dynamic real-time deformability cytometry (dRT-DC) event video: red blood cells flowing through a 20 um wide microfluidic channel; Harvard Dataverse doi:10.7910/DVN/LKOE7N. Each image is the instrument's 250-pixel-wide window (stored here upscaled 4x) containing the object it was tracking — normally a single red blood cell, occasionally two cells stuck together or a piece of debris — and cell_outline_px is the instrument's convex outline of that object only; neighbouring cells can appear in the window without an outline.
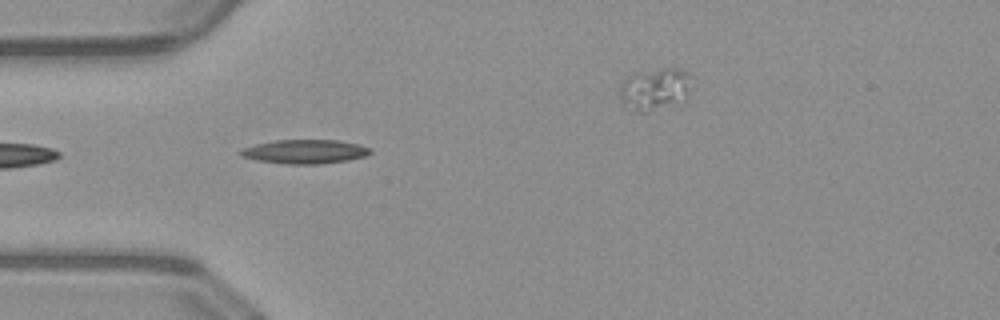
{"species": "common noctule bat (a hibernating species)", "species_latin": "Nyctalus noctula", "temperature_condition": "warm", "stored_images_in_passage": 30, "camera_frame_rate_fps": 3000, "um_per_image_px": 0.085, "animal": {"sex": "male", "body_mass_g": 23.1, "forearm_length_mm": 52.7}, "frame": {"image": 1, "passage_image": 1, "time_ms": 0.0, "image_size_px": [1000, 320], "cell_outline_px": [[372, 152], [364, 156], [348, 160], [324, 164], [288, 164], [256, 160], [240, 156], [236, 152], [244, 148], [256, 144], [276, 140], [336, 140], [360, 144], [372, 148]], "centroid_in_image_um": [25.92, 12.89], "position_along_channel_um": 59.1, "area_um2": 18.26}}
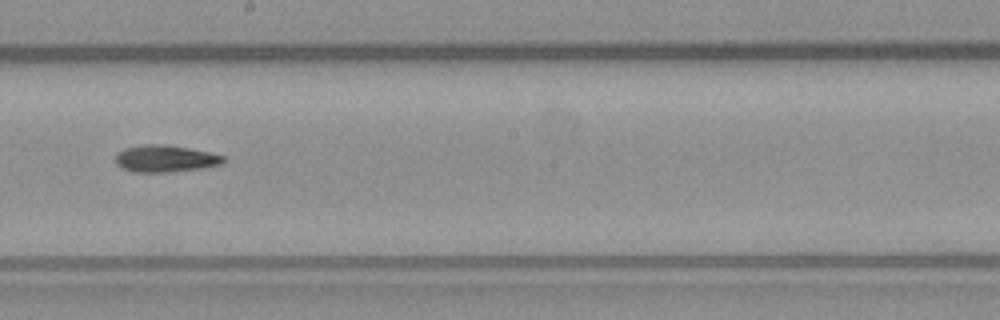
{"frame": {"image": 2, "passage_image": 14, "time_ms": 4.333, "image_size_px": [1000, 320], "cell_outline_px": [[224, 160], [220, 164], [200, 168], [168, 172], [136, 172], [124, 168], [116, 164], [116, 152], [124, 148], [144, 144], [160, 144], [188, 148], [208, 152], [224, 156]], "centroid_in_image_um": [14.0, 13.47], "position_along_channel_um": 234.2, "area_um2": 16.65}}
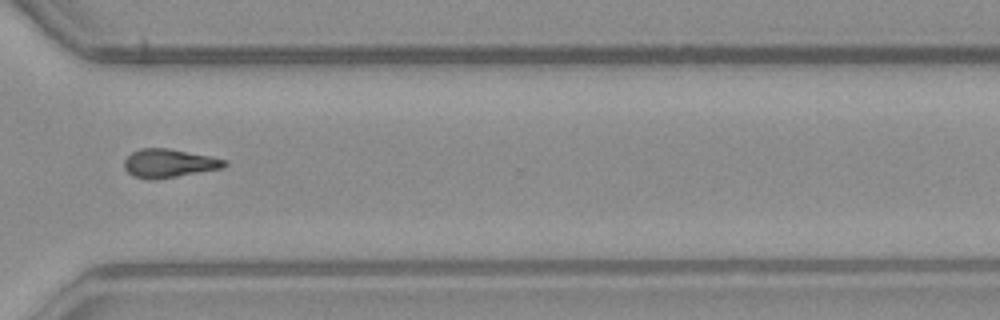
{"frame": {"image": 3, "passage_image": 23, "time_ms": 7.333, "image_size_px": [1000, 320], "cell_outline_px": [[228, 164], [224, 168], [156, 180], [148, 180], [132, 176], [124, 168], [124, 160], [132, 152], [140, 148], [168, 148], [228, 160]], "centroid_in_image_um": [14.36, 13.89], "position_along_channel_um": 356.2, "area_um2": 16.82}}